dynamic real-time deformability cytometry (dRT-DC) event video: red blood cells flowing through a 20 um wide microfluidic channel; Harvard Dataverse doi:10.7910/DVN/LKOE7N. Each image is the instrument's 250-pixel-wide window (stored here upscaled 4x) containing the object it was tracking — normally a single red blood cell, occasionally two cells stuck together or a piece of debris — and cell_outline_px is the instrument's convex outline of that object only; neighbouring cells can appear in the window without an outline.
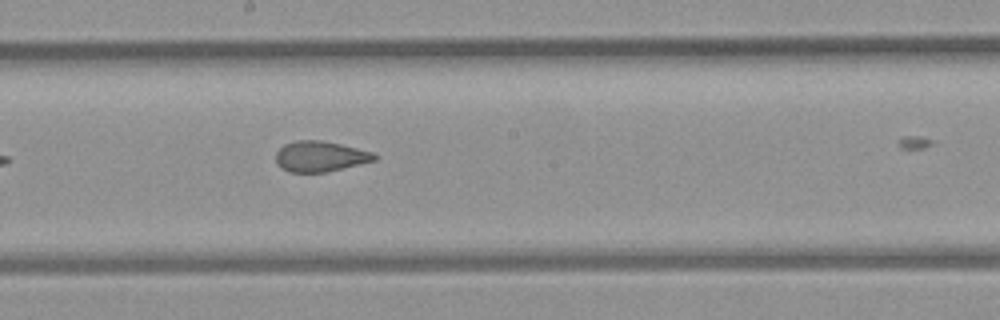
{"species": "common noctule bat (a hibernating species)", "species_latin": "Nyctalus noctula", "temperature_condition": "room temperature", "stored_images_in_passage": 6, "camera_frame_rate_fps": 3000, "um_per_image_px": 0.085, "animal": {"sex": "female", "body_mass_g": 21.9}, "frame": {"image": 1, "passage_image": 6, "time_ms": 5.667, "image_size_px": [1000, 320], "cell_outline_px": [[376, 160], [324, 172], [292, 172], [284, 168], [276, 160], [276, 152], [284, 144], [296, 140], [320, 140], [340, 144], [372, 152], [376, 156]], "centroid_in_image_um": [27.21, 13.28], "position_along_channel_um": 221.0, "area_um2": 17.11}}